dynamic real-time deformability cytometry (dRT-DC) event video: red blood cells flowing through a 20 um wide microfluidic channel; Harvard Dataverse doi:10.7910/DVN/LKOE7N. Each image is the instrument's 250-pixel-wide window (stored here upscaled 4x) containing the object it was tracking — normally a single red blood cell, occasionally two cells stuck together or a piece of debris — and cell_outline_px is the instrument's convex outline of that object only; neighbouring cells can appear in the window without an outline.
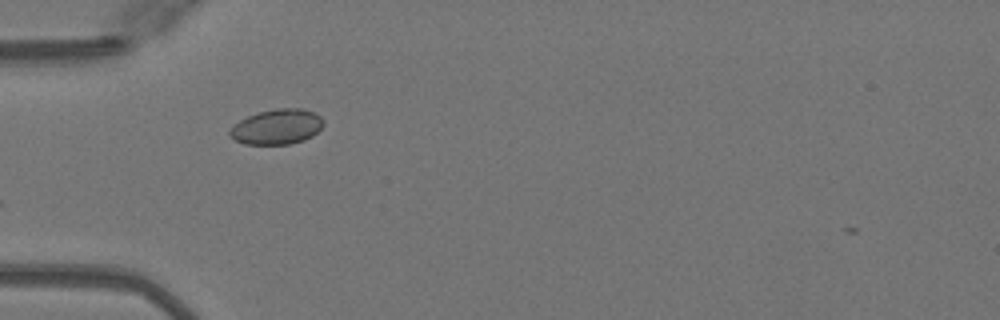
{"species": "Egyptian fruit bat (a non-hibernating species)", "species_latin": "Rousettus aegyptiacus", "temperature_condition": "warm", "stored_images_in_passage": 6, "camera_frame_rate_fps": 3000, "um_per_image_px": 0.085, "animal": {"sex": "female"}, "frame": {"image": 1, "passage_image": 2, "time_ms": 0.333, "image_size_px": [1000, 320], "cell_outline_px": [[324, 124], [312, 136], [304, 140], [288, 144], [244, 144], [228, 136], [228, 132], [232, 124], [256, 112], [276, 108], [300, 108], [316, 112], [324, 120]], "centroid_in_image_um": [23.52, 10.76], "position_along_channel_um": 61.5, "area_um2": 19.42}}
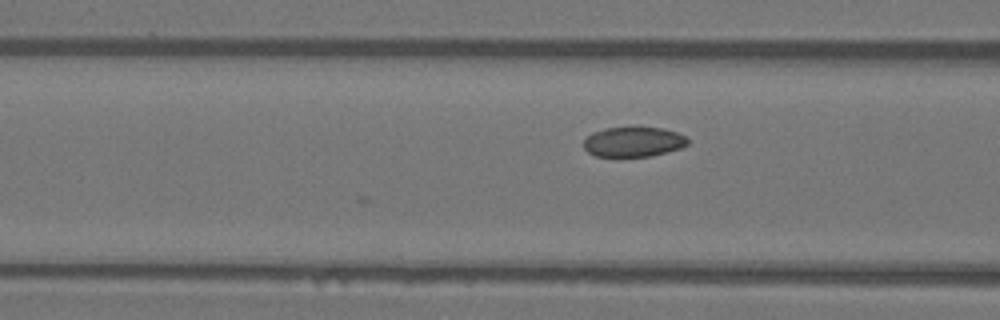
{"frame": {"image": 2, "passage_image": 6, "time_ms": 1.667, "image_size_px": [1000, 320], "cell_outline_px": [[688, 144], [680, 148], [652, 156], [596, 156], [588, 152], [584, 148], [584, 140], [592, 132], [604, 128], [640, 124], [664, 128], [676, 132], [684, 136], [688, 140]], "centroid_in_image_um": [53.84, 12.0], "position_along_channel_um": 112.8, "area_um2": 18.79}}